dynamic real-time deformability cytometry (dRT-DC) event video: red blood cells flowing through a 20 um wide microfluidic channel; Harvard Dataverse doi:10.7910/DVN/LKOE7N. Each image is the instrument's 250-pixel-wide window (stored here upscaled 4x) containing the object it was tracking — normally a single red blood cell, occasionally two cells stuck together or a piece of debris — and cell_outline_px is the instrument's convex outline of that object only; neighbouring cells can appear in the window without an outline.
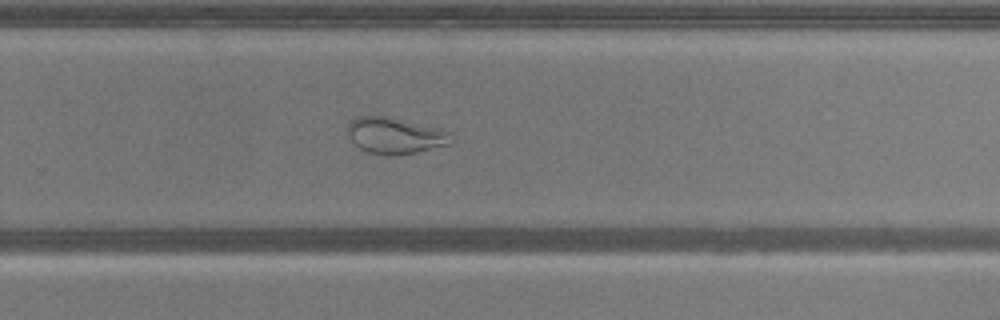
{"species": "common noctule bat (a hibernating species)", "species_latin": "Nyctalus noctula", "temperature_condition": "warm", "stored_images_in_passage": 53, "camera_frame_rate_fps": 3000, "um_per_image_px": 0.085, "animal": {"sex": "male", "body_mass_g": 20.5, "forearm_length_mm": 52.5}, "frame": {"image": 1, "passage_image": 35, "time_ms": 11.333, "image_size_px": [1000, 320], "cell_outline_px": [[456, 140], [452, 144], [416, 152], [368, 152], [360, 148], [348, 136], [348, 124], [356, 116], [384, 116], [440, 128], [452, 132], [456, 136]], "centroid_in_image_um": [33.68, 11.48], "position_along_channel_um": 296.1, "area_um2": 21.39}}
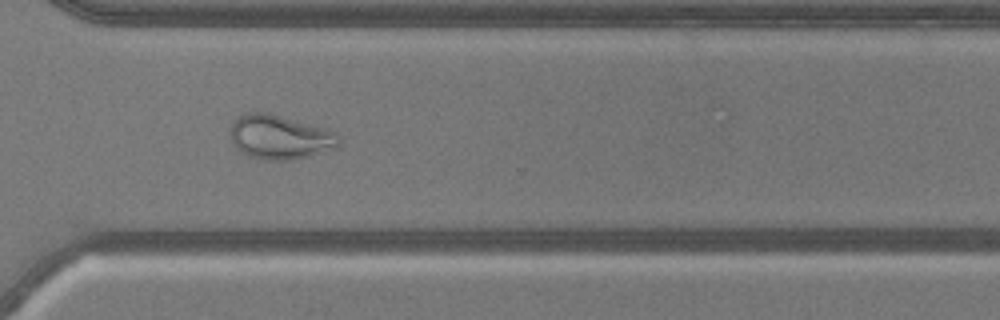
{"frame": {"image": 2, "passage_image": 39, "time_ms": 12.667, "image_size_px": [1000, 320], "cell_outline_px": [[340, 144], [336, 148], [324, 152], [288, 160], [264, 160], [248, 156], [236, 148], [232, 144], [232, 120], [236, 116], [244, 112], [268, 112], [312, 124], [336, 132], [340, 136]], "centroid_in_image_um": [23.78, 11.64], "position_along_channel_um": 346.8, "area_um2": 28.21}}
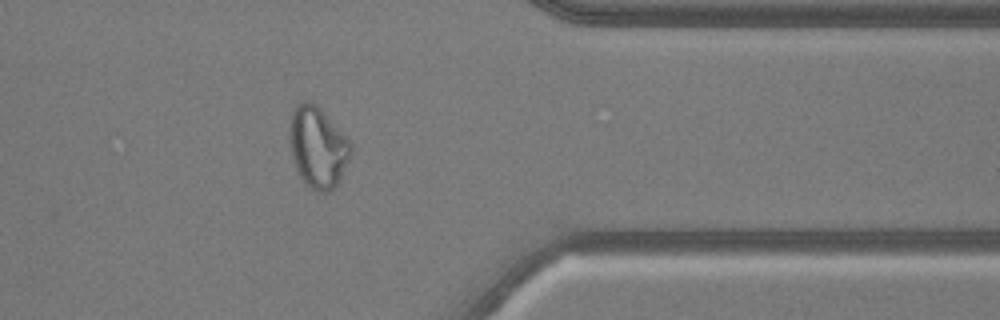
{"frame": {"image": 3, "passage_image": 43, "time_ms": 14.0, "image_size_px": [1000, 320], "cell_outline_px": [[352, 152], [340, 180], [328, 192], [316, 192], [300, 176], [296, 168], [292, 156], [288, 132], [292, 108], [296, 104], [304, 100], [308, 100], [316, 104], [320, 108], [352, 144]], "centroid_in_image_um": [26.99, 12.48], "position_along_channel_um": 384.4, "area_um2": 28.84}}